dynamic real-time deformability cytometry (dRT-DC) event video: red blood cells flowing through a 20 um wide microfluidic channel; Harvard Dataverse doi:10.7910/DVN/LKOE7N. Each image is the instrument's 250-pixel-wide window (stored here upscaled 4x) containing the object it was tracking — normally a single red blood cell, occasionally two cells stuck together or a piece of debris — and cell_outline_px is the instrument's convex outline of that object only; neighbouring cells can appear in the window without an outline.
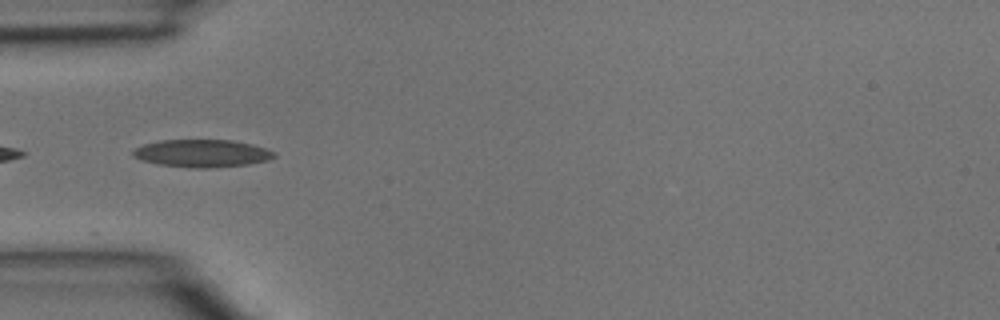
{"species": "common noctule bat (a hibernating species)", "species_latin": "Nyctalus noctula", "temperature_condition": "room temperature", "stored_images_in_passage": 6, "camera_frame_rate_fps": 3000, "um_per_image_px": 0.085, "animal": {"sex": "male", "body_mass_g": 15.6}, "frame": {"image": 1, "passage_image": 2, "time_ms": 0.333, "image_size_px": [1000, 320], "cell_outline_px": [[276, 156], [268, 160], [248, 164], [208, 168], [192, 168], [160, 164], [144, 160], [132, 156], [132, 152], [136, 148], [144, 144], [160, 140], [232, 140], [252, 144], [276, 152]], "centroid_in_image_um": [17.2, 13.03], "position_along_channel_um": 67.8, "area_um2": 22.54}}